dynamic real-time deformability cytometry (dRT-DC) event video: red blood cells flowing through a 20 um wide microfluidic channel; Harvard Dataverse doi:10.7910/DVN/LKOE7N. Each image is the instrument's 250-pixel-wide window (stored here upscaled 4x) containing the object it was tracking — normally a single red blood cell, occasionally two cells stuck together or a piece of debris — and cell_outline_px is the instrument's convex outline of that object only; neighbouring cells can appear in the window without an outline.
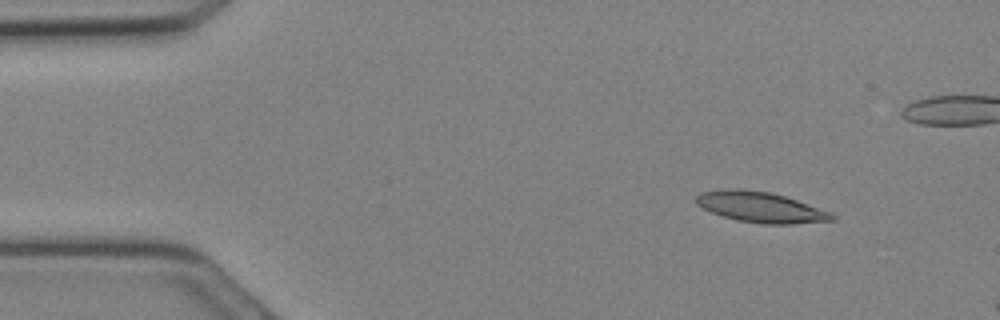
{"species": "Egyptian fruit bat (a non-hibernating species)", "species_latin": "Rousettus aegyptiacus", "temperature_condition": "cold", "stored_images_in_passage": 8, "camera_frame_rate_fps": 3000, "um_per_image_px": 0.085, "animal": {"sex": "female"}, "frame": {"image": 1, "passage_image": 3, "time_ms": 0.667, "image_size_px": [1000, 320], "cell_outline_px": [[836, 220], [792, 224], [760, 224], [736, 220], [712, 212], [696, 204], [692, 200], [700, 192], [724, 188], [740, 188], [768, 192], [784, 196], [832, 212], [836, 216]], "centroid_in_image_um": [64.63, 17.6], "position_along_channel_um": 20.4, "area_um2": 24.39}}